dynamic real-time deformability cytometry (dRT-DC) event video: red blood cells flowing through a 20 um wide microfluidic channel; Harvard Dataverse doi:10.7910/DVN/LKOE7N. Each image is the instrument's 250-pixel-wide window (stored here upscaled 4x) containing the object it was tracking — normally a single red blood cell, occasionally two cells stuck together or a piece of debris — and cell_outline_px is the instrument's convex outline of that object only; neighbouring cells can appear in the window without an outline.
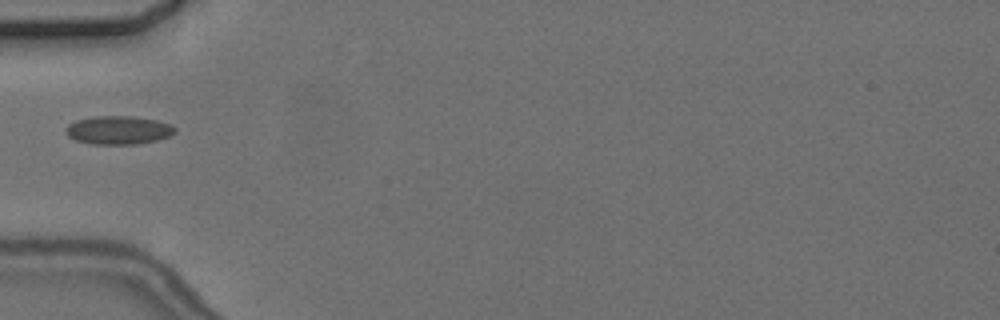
{"species": "common noctule bat (a hibernating species)", "species_latin": "Nyctalus noctula", "temperature_condition": "cold", "stored_images_in_passage": 7, "camera_frame_rate_fps": 3000, "um_per_image_px": 0.085, "animal": {"sex": "female", "body_mass_g": 24.6, "forearm_length_mm": 56.2}, "frame": {"image": 1, "passage_image": 4, "time_ms": 6.0, "image_size_px": [1000, 320], "cell_outline_px": [[176, 132], [168, 136], [156, 140], [140, 144], [92, 144], [76, 140], [68, 136], [64, 132], [64, 128], [68, 124], [76, 120], [92, 116], [132, 116], [156, 120], [172, 124], [176, 128]], "centroid_in_image_um": [10.05, 11.05], "position_along_channel_um": 75.0, "area_um2": 18.26}}
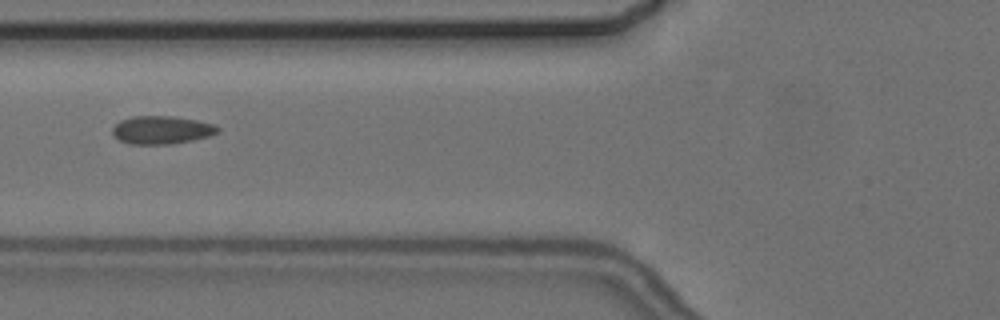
{"frame": {"image": 2, "passage_image": 5, "time_ms": 7.0, "image_size_px": [1000, 320], "cell_outline_px": [[220, 132], [208, 136], [192, 140], [172, 144], [128, 144], [120, 140], [112, 132], [112, 128], [120, 120], [132, 116], [172, 116], [196, 120], [216, 124], [220, 128]], "centroid_in_image_um": [13.76, 11.04], "position_along_channel_um": 112.0, "area_um2": 17.28}}
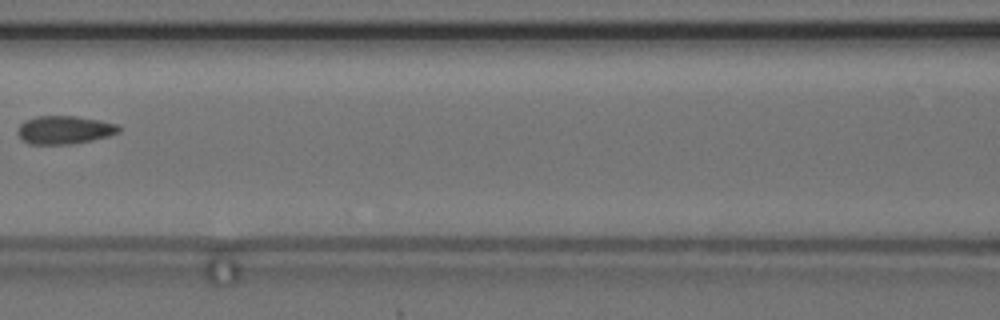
{"frame": {"image": 3, "passage_image": 6, "time_ms": 8.333, "image_size_px": [1000, 320], "cell_outline_px": [[120, 132], [108, 136], [92, 140], [72, 144], [28, 144], [20, 140], [16, 132], [20, 124], [24, 120], [36, 116], [76, 116], [100, 120], [116, 124], [120, 128]], "centroid_in_image_um": [5.43, 11.04], "position_along_channel_um": 161.2, "area_um2": 16.82}}